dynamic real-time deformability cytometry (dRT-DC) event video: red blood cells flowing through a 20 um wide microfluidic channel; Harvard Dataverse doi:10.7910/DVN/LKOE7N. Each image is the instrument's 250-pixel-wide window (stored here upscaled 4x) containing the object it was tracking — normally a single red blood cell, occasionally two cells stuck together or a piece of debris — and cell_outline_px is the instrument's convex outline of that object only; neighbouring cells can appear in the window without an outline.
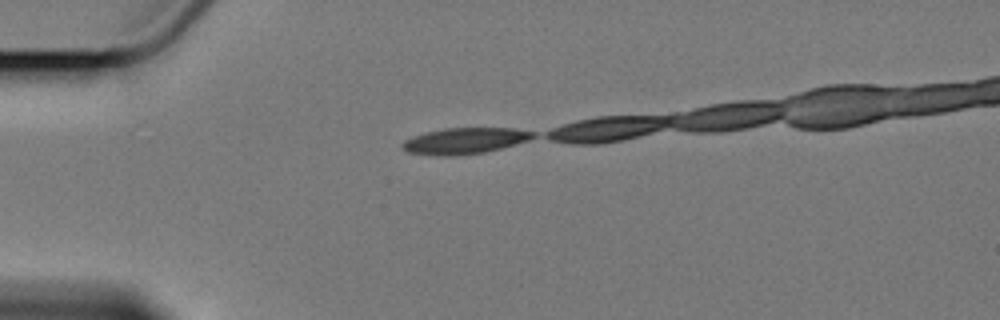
{"species": "Egyptian fruit bat (a non-hibernating species)", "species_latin": "Rousettus aegyptiacus", "temperature_condition": "cold", "stored_images_in_passage": 4, "camera_frame_rate_fps": 3000, "um_per_image_px": 0.085, "animal": {"sex": "female"}, "frame": {"image": 1, "passage_image": 1, "time_ms": 0.0, "image_size_px": [1000, 320], "cell_outline_px": [[536, 136], [528, 140], [500, 148], [484, 152], [448, 156], [444, 156], [408, 152], [400, 148], [400, 144], [404, 140], [412, 136], [424, 132], [444, 128], [512, 128], [536, 132]], "centroid_in_image_um": [39.45, 11.95], "position_along_channel_um": 45.5, "area_um2": 19.83}}